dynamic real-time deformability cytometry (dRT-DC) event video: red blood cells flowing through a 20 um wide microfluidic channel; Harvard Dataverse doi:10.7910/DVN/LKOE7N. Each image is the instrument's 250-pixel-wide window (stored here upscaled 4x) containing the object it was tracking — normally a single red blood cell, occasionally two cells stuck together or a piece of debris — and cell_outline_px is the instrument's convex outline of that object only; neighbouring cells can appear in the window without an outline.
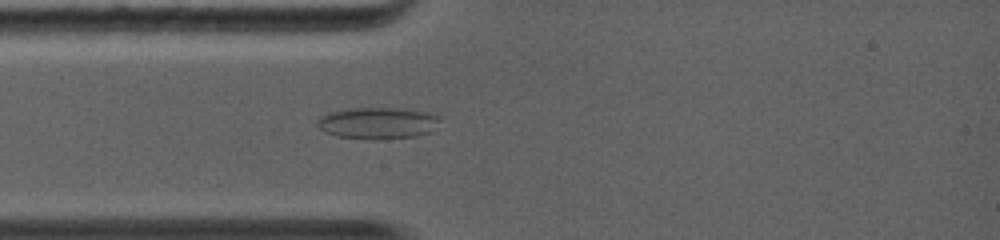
{"species": "common noctule bat (a hibernating species)", "species_latin": "Nyctalus noctula", "temperature_condition": "warm", "stored_images_in_passage": 3, "camera_frame_rate_fps": 5000, "um_per_image_px": 0.085, "animal": {"sex": "female", "body_mass_g": 19.0, "forearm_length_mm": 56.7}, "frame": {"image": 1, "passage_image": 3, "time_ms": 2.0, "image_size_px": [1000, 240], "cell_outline_px": [[444, 116], [432, 132], [416, 136], [376, 140], [372, 140], [336, 136], [324, 132], [316, 124], [316, 120], [320, 116], [328, 112], [352, 108], [404, 108], [428, 112]], "centroid_in_image_um": [32.15, 10.46], "position_along_channel_um": 52.9, "area_um2": 23.18}}